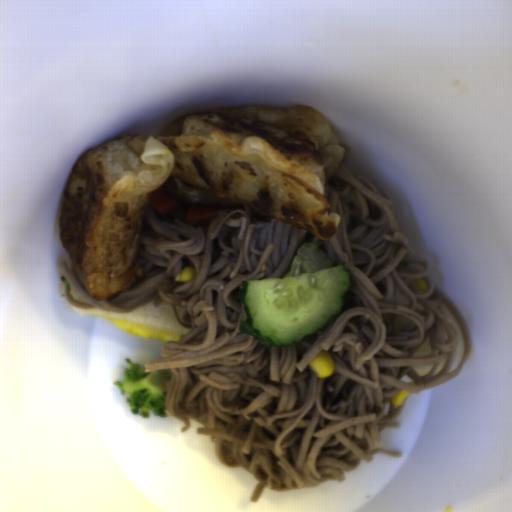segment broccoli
I'll return each instance as SVG.
<instances>
[{"label": "broccoli", "instance_id": "obj_1", "mask_svg": "<svg viewBox=\"0 0 512 512\" xmlns=\"http://www.w3.org/2000/svg\"><path fill=\"white\" fill-rule=\"evenodd\" d=\"M125 363L124 379L114 382L122 396L128 393L126 402L134 416L150 418L152 413L159 417H168L166 412L167 381L171 379V369L161 368L146 372L141 366L129 359Z\"/></svg>", "mask_w": 512, "mask_h": 512}, {"label": "broccoli", "instance_id": "obj_2", "mask_svg": "<svg viewBox=\"0 0 512 512\" xmlns=\"http://www.w3.org/2000/svg\"><path fill=\"white\" fill-rule=\"evenodd\" d=\"M60 282H62L63 284L67 285L68 286V290H69V293H71V290H72V287H71V284L69 283V281L65 278V276H61L59 278Z\"/></svg>", "mask_w": 512, "mask_h": 512}]
</instances>
